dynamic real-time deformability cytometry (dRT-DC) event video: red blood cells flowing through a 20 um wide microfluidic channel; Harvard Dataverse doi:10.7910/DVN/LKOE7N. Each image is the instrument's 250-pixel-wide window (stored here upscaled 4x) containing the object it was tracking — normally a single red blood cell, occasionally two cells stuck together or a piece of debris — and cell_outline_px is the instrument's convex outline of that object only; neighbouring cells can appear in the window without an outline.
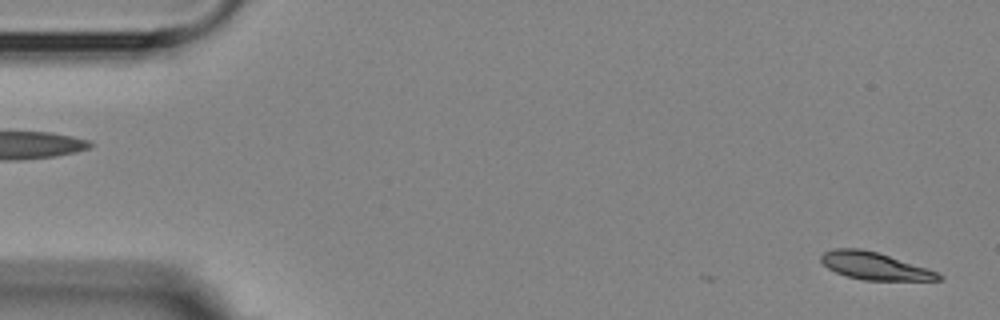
{"species": "Egyptian fruit bat (a non-hibernating species)", "species_latin": "Rousettus aegyptiacus", "temperature_condition": "room temperature", "stored_images_in_passage": 2, "segment_of_instrument_passage": [2, 2], "camera_frame_rate_fps": 3000, "um_per_image_px": 0.085, "animal": {"sex": "female"}, "frame": {"image": 1, "passage_image": 2, "time_ms": 1.333, "image_size_px": [1000, 320], "cell_outline_px": [[944, 280], [864, 280], [848, 276], [836, 272], [828, 268], [820, 260], [820, 256], [824, 252], [832, 248], [860, 248], [876, 252], [928, 268], [944, 276]], "centroid_in_image_um": [74.34, 22.6], "position_along_channel_um": 10.7, "area_um2": 18.61}}